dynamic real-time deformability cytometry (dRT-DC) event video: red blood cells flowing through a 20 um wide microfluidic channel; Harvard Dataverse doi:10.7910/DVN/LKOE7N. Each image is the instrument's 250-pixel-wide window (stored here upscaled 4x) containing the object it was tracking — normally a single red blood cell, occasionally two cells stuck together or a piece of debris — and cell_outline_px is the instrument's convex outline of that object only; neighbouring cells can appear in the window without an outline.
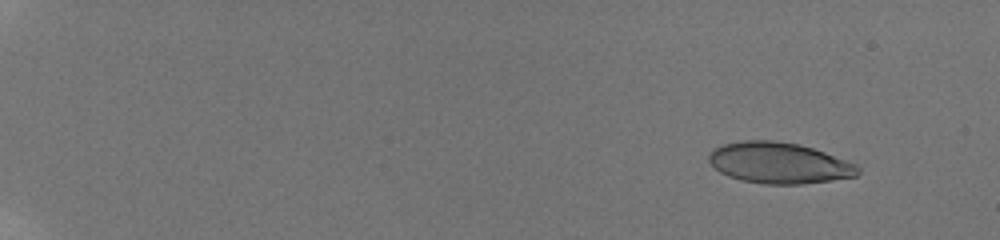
{"species": "human", "species_latin": "Homo sapiens", "temperature_condition": "room temperature", "stored_images_in_passage": 58, "camera_frame_rate_fps": 3000, "um_per_image_px": 0.085, "donor": {"sex": "male"}, "frame": {"image": 1, "passage_image": 7, "time_ms": 2.0, "image_size_px": [1000, 240], "cell_outline_px": [[860, 172], [856, 176], [832, 180], [800, 184], [764, 184], [740, 180], [728, 176], [720, 172], [708, 160], [708, 152], [712, 148], [724, 144], [740, 140], [772, 140], [800, 144], [824, 152], [856, 164], [860, 168]], "centroid_in_image_um": [66.19, 13.84], "position_along_channel_um": 18.8, "area_um2": 35.78}}
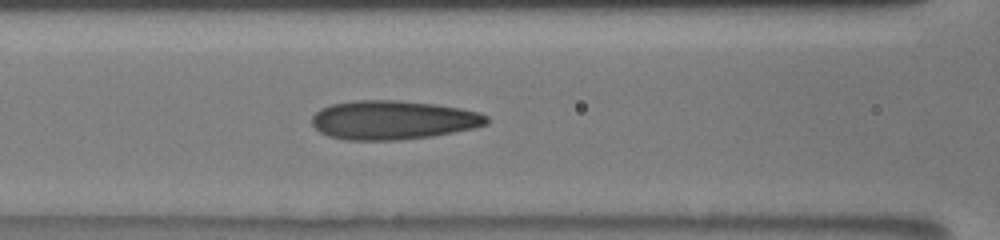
{"frame": {"image": 2, "passage_image": 30, "time_ms": 9.667, "image_size_px": [1000, 240], "cell_outline_px": [[488, 124], [472, 128], [432, 136], [400, 140], [344, 140], [328, 136], [320, 132], [312, 124], [312, 116], [320, 108], [332, 104], [356, 100], [400, 100], [436, 104], [460, 108], [480, 112], [488, 116]], "centroid_in_image_um": [33.4, 10.2], "position_along_channel_um": 133.2, "area_um2": 39.82}}
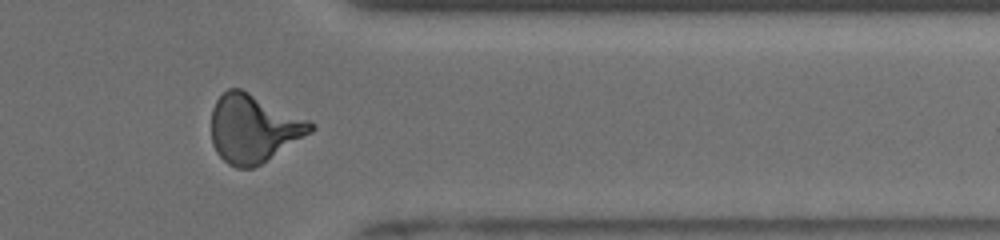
{"frame": {"image": 3, "passage_image": 50, "time_ms": 16.333, "image_size_px": [1000, 240], "cell_outline_px": [[316, 128], [312, 132], [260, 164], [252, 168], [236, 168], [228, 164], [216, 152], [212, 144], [212, 108], [216, 100], [228, 88], [240, 88], [312, 120], [316, 124]], "centroid_in_image_um": [21.57, 10.91], "position_along_channel_um": 389.8, "area_um2": 39.54}, "authors_computed_cell_mechanics": {"area_um2": 37.0209, "velocity_mm_per_s": 3.8955, "shape_relaxation_time_tau1_ms": null, "shape_relaxation_time_tau2_ms": 1.1764, "deformation_change_tau1": null, "deformation_change_tau2": 0.093}}